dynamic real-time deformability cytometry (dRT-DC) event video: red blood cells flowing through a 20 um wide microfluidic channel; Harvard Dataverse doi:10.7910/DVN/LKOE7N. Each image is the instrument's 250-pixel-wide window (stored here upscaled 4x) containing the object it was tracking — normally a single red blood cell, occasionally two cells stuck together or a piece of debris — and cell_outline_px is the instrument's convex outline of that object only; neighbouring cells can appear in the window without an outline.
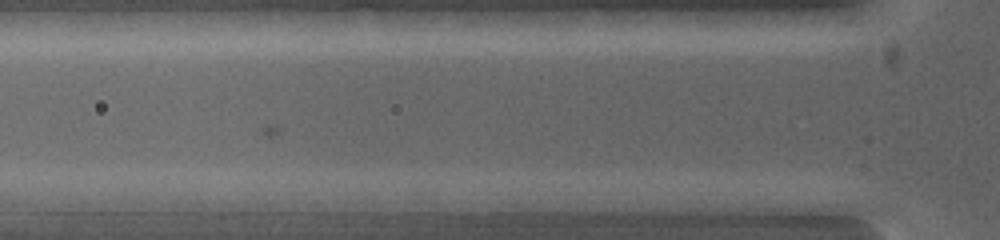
{"species": "common noctule bat (a hibernating species)", "species_latin": "Nyctalus noctula", "temperature_condition": "warm", "stored_images_in_passage": 4, "camera_frame_rate_fps": 5000, "um_per_image_px": 0.085, "animal": {"sex": "female", "body_mass_g": 19.0, "forearm_length_mm": 53.3}, "frame": {"image": 1, "passage_image": 3, "time_ms": 0.4, "image_size_px": [1000, 240], "cell_outline_px": [[580, 200], [564, 212], [496, 212], [488, 200], [496, 192], [560, 192]], "centroid_in_image_um": [45.2, 17.17], "position_along_channel_um": 80.6, "area_um2": 11.44}}